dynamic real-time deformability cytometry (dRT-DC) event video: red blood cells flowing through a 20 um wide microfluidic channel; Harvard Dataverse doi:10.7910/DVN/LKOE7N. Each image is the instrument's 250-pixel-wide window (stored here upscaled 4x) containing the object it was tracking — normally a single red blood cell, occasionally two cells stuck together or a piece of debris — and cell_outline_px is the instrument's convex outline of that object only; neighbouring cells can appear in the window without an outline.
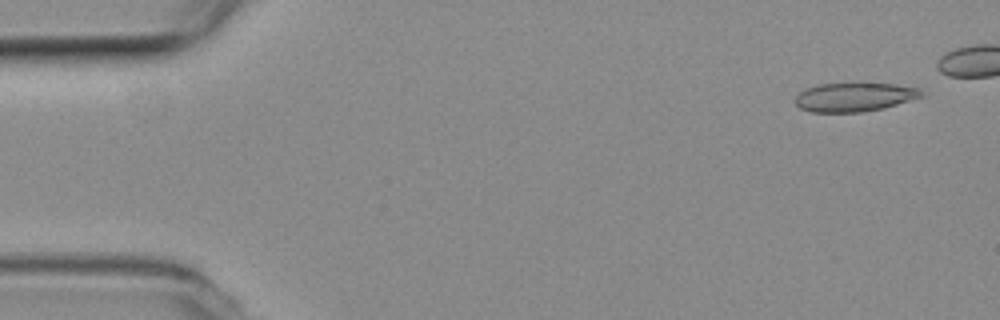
{"species": "common noctule bat (a hibernating species)", "species_latin": "Nyctalus noctula", "temperature_condition": "room temperature", "stored_images_in_passage": 4, "camera_frame_rate_fps": 3000, "um_per_image_px": 0.085, "animal": {"sex": "female", "body_mass_g": 19.3, "forearm_length_mm": 54.1}, "frame": {"image": 1, "passage_image": 1, "time_ms": 0.0, "image_size_px": [1000, 320], "cell_outline_px": [[924, 96], [884, 108], [860, 112], [812, 112], [800, 108], [796, 104], [796, 96], [804, 88], [820, 84], [892, 84], [920, 88], [924, 92]], "centroid_in_image_um": [72.63, 8.26], "position_along_channel_um": 12.4, "area_um2": 21.04}}